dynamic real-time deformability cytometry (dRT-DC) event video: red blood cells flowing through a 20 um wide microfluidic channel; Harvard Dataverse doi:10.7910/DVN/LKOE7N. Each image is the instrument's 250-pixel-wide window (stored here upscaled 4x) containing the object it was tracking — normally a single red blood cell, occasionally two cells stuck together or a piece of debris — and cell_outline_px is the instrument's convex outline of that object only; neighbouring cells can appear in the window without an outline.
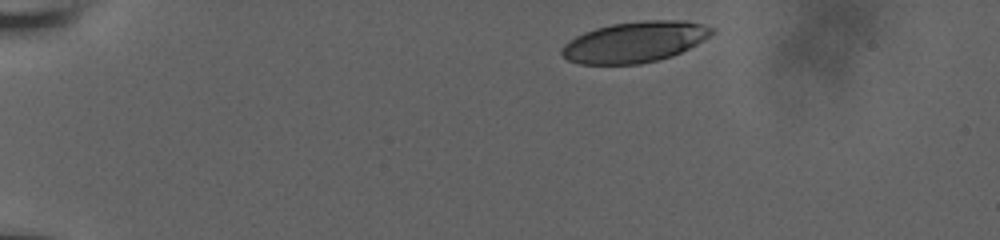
{"species": "human", "species_latin": "Homo sapiens", "temperature_condition": "room temperature", "stored_images_in_passage": 39, "camera_frame_rate_fps": 3000, "um_per_image_px": 0.085, "donor": {"sex": "male"}, "frame": {"image": 1, "passage_image": 1, "time_ms": 0.0, "image_size_px": [1000, 240], "cell_outline_px": [[716, 32], [696, 44], [672, 56], [640, 64], [580, 64], [568, 60], [560, 52], [564, 44], [568, 40], [584, 32], [596, 28], [612, 24], [644, 20], [688, 20], [716, 28]], "centroid_in_image_um": [53.97, 3.56], "position_along_channel_um": 31.0, "area_um2": 35.72}}
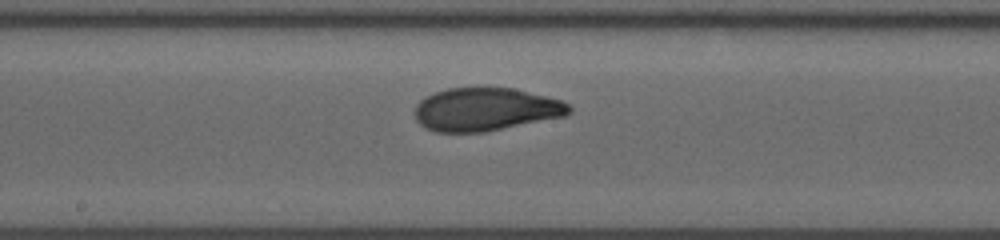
{"frame": {"image": 2, "passage_image": 22, "time_ms": 7.0, "image_size_px": [1000, 240], "cell_outline_px": [[572, 112], [564, 116], [484, 132], [436, 132], [424, 128], [416, 120], [416, 104], [420, 100], [436, 92], [448, 88], [512, 88], [560, 100], [568, 104], [572, 108]], "centroid_in_image_um": [41.26, 9.31], "position_along_channel_um": 206.9, "area_um2": 38.38}}
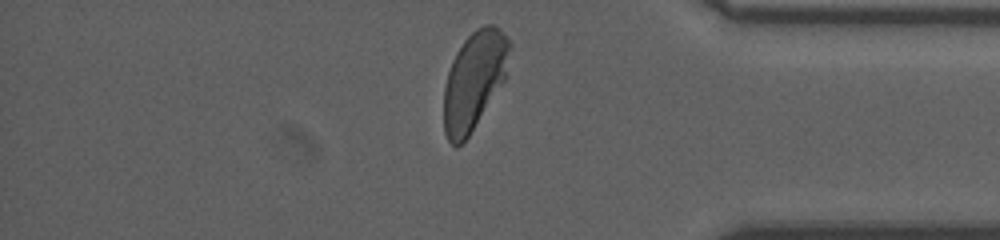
{"frame": {"image": 3, "passage_image": 38, "time_ms": 12.333, "image_size_px": [1000, 240], "cell_outline_px": [[512, 44], [504, 80], [468, 136], [456, 148], [448, 140], [444, 132], [444, 88], [448, 72], [452, 60], [456, 52], [464, 40], [476, 28], [484, 24], [496, 24]], "centroid_in_image_um": [40.3, 6.79], "position_along_channel_um": 394.9, "area_um2": 37.28}, "authors_computed_cell_mechanics": {"area_um2": 38.437, "velocity_mm_per_s": 3.8231, "shape_relaxation_time_tau1_ms": 5.2306, "shape_relaxation_time_tau2_ms": null, "deformation_change_tau1": 0.179, "deformation_change_tau2": null}}